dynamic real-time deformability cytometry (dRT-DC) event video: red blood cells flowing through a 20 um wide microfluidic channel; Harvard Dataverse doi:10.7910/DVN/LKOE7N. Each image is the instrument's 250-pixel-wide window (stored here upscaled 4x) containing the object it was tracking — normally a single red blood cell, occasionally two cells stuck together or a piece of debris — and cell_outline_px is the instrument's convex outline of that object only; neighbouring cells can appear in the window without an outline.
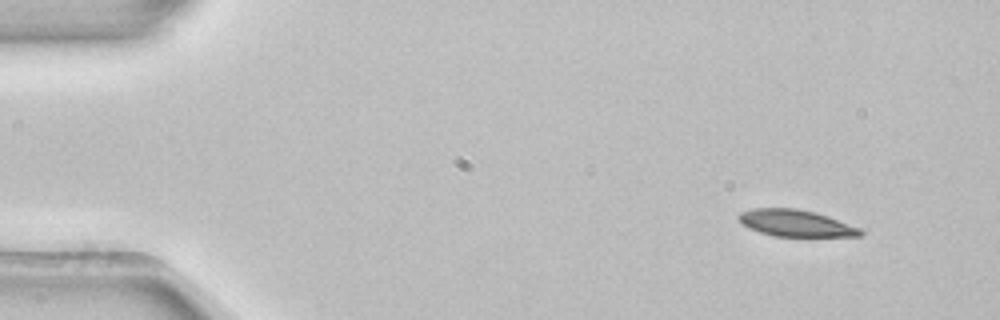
{"species": "common noctule bat (a hibernating species)", "species_latin": "Nyctalus noctula", "temperature_condition": "room temperature", "stored_images_in_passage": 4, "camera_frame_rate_fps": 3000, "um_per_image_px": 0.085, "animal": {"sex": "female", "body_mass_g": 22.7, "forearm_length_mm": 54.2}, "frame": {"image": 1, "passage_image": 1, "time_ms": 0.0, "image_size_px": [1000, 320], "cell_outline_px": [[864, 232], [860, 236], [776, 236], [760, 232], [748, 228], [736, 216], [740, 212], [752, 208], [796, 208], [828, 216], [860, 228]], "centroid_in_image_um": [67.62, 18.96], "position_along_channel_um": 17.4, "area_um2": 18.73}}
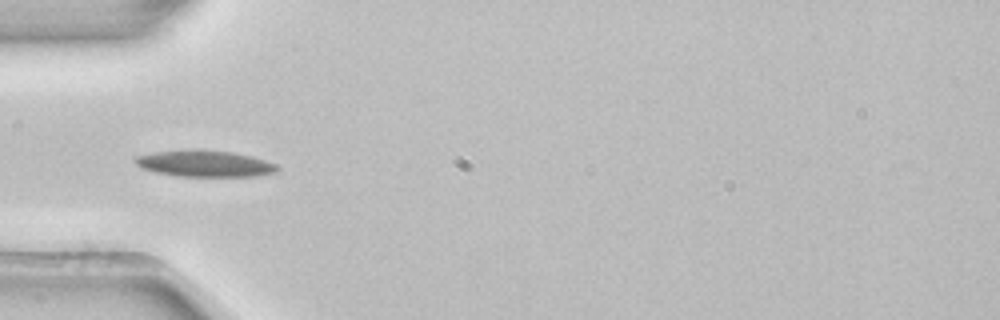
{"frame": {"image": 2, "passage_image": 3, "time_ms": 0.667, "image_size_px": [1000, 320], "cell_outline_px": [[280, 168], [276, 172], [256, 176], [180, 176], [156, 172], [140, 168], [132, 160], [136, 156], [152, 152], [188, 148], [196, 148], [232, 152], [252, 156], [276, 164]], "centroid_in_image_um": [17.35, 13.88], "position_along_channel_um": 67.6, "area_um2": 22.25}}